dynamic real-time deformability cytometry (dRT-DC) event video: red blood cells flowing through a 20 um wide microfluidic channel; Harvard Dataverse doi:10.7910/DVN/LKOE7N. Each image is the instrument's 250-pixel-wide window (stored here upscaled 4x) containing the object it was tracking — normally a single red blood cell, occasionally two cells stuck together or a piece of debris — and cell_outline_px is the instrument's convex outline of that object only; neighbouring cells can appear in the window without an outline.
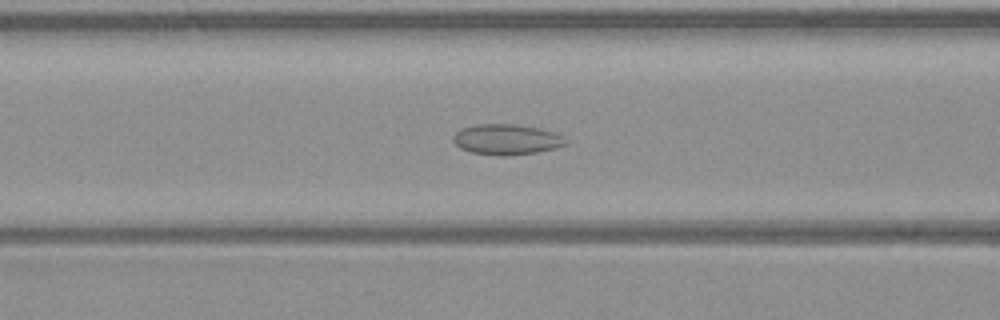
{"species": "common noctule bat (a hibernating species)", "species_latin": "Nyctalus noctula", "temperature_condition": "warm", "stored_images_in_passage": 51, "camera_frame_rate_fps": 3000, "um_per_image_px": 0.085, "animal": {"sex": "male", "body_mass_g": 23.1, "forearm_length_mm": 52.7}, "frame": {"image": 1, "passage_image": 20, "time_ms": 6.333, "image_size_px": [1000, 320], "cell_outline_px": [[568, 144], [556, 148], [536, 152], [504, 156], [500, 156], [472, 152], [460, 148], [452, 140], [452, 136], [460, 128], [476, 124], [516, 124], [556, 132], [564, 136], [568, 140]], "centroid_in_image_um": [43.07, 11.85], "position_along_channel_um": 123.5, "area_um2": 20.17}}
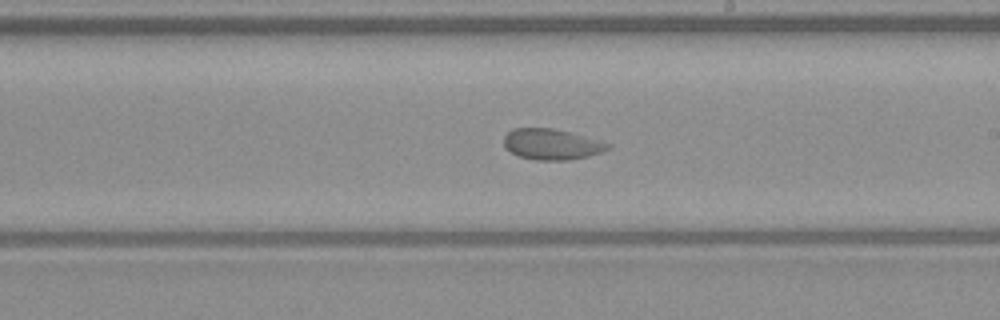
{"frame": {"image": 2, "passage_image": 29, "time_ms": 9.333, "image_size_px": [1000, 320], "cell_outline_px": [[612, 148], [588, 156], [568, 160], [536, 160], [520, 156], [512, 152], [504, 144], [504, 136], [512, 128], [552, 128], [572, 132], [600, 140], [612, 144]], "centroid_in_image_um": [46.94, 12.25], "position_along_channel_um": 242.1, "area_um2": 18.67}}
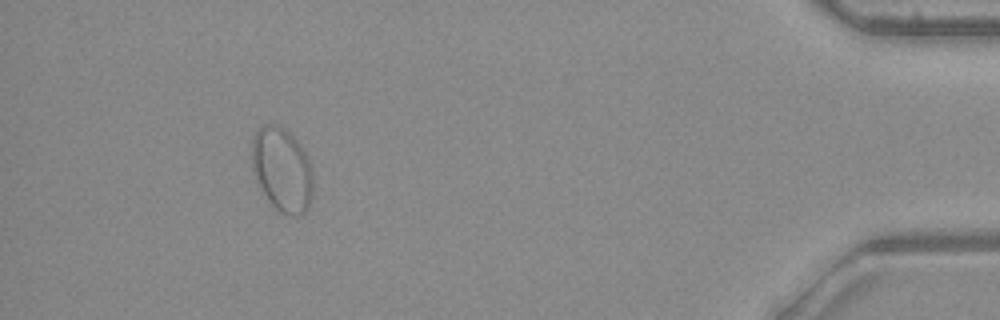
{"frame": {"image": 3, "passage_image": 47, "time_ms": 15.333, "image_size_px": [1000, 320], "cell_outline_px": [[312, 196], [308, 208], [304, 212], [296, 216], [288, 216], [272, 208], [256, 180], [252, 172], [252, 140], [256, 128], [264, 124], [276, 124], [284, 128], [300, 144], [308, 160], [312, 172]], "centroid_in_image_um": [23.95, 14.43], "position_along_channel_um": 411.3, "area_um2": 30.29}, "authors_computed_cell_mechanics": {"area_um2": 24.4494, "velocity_mm_per_s": 3.958, "shape_relaxation_time_tau1_ms": null, "shape_relaxation_time_tau2_ms": 1.0913, "deformation_change_tau1": null, "deformation_change_tau2": 0.0517}}